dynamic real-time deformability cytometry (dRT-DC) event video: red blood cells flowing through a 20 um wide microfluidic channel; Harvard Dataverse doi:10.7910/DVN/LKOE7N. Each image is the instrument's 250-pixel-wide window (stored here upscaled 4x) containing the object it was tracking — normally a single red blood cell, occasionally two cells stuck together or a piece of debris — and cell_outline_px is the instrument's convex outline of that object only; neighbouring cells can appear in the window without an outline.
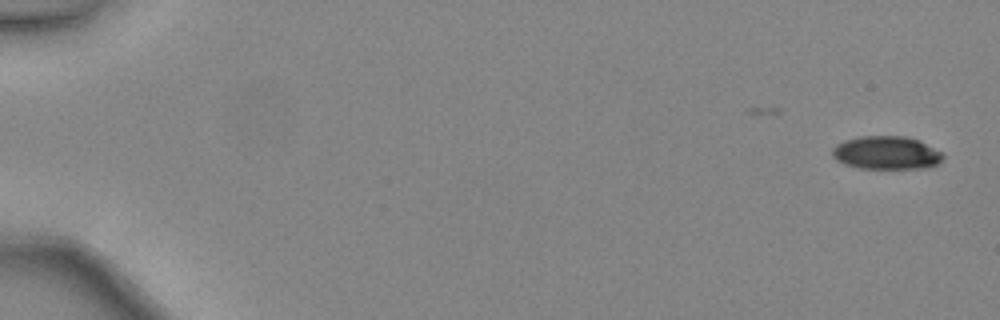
{"species": "common noctule bat (a hibernating species)", "species_latin": "Nyctalus noctula", "temperature_condition": "warm", "stored_images_in_passage": 38, "camera_frame_rate_fps": 3000, "um_per_image_px": 0.085, "animal": {"sex": "female", "body_mass_g": 24.6, "forearm_length_mm": 56.2}, "frame": {"image": 1, "passage_image": 1, "time_ms": 0.0, "image_size_px": [1000, 320], "cell_outline_px": [[944, 156], [936, 164], [928, 168], [860, 168], [844, 164], [836, 160], [832, 156], [832, 148], [836, 144], [844, 140], [860, 136], [904, 136], [920, 140], [944, 152]], "centroid_in_image_um": [75.35, 12.98], "position_along_channel_um": 9.7, "area_um2": 21.62}}
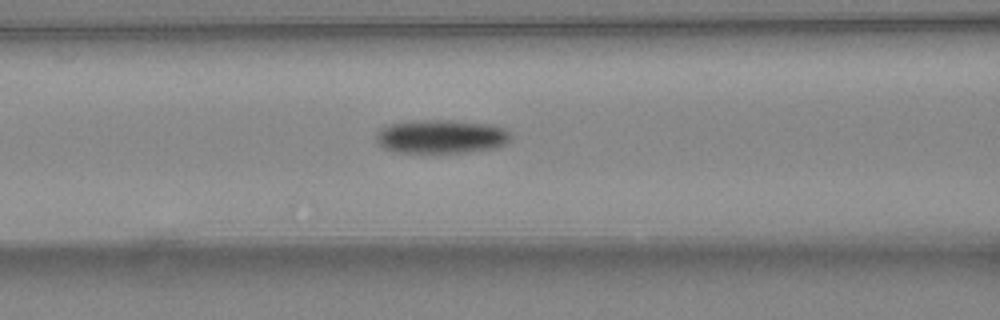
{"frame": {"image": 2, "passage_image": 21, "time_ms": 6.667, "image_size_px": [1000, 320], "cell_outline_px": [[512, 140], [496, 148], [468, 152], [396, 152], [384, 148], [376, 144], [376, 132], [380, 128], [388, 124], [416, 120], [452, 120], [492, 124], [508, 128], [512, 132]], "centroid_in_image_um": [37.55, 11.59], "position_along_channel_um": 129.1, "area_um2": 26.99}}
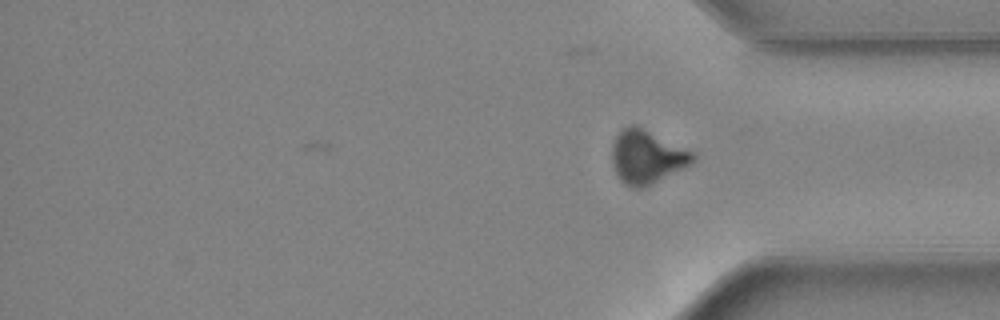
{"frame": {"image": 3, "passage_image": 38, "time_ms": 12.333, "image_size_px": [1000, 320], "cell_outline_px": [[696, 160], [692, 164], [684, 168], [640, 188], [632, 188], [624, 184], [616, 176], [612, 164], [612, 144], [616, 136], [628, 124], [636, 124], [696, 152]], "centroid_in_image_um": [54.99, 13.31], "position_along_channel_um": 380.2, "area_um2": 25.49}, "authors_computed_cell_mechanics": {"area_um2": 25.6343, "velocity_mm_per_s": 4.484, "shape_relaxation_time_tau1_ms": 4.559, "shape_relaxation_time_tau2_ms": null, "deformation_change_tau1": 0.1382, "deformation_change_tau2": null}}